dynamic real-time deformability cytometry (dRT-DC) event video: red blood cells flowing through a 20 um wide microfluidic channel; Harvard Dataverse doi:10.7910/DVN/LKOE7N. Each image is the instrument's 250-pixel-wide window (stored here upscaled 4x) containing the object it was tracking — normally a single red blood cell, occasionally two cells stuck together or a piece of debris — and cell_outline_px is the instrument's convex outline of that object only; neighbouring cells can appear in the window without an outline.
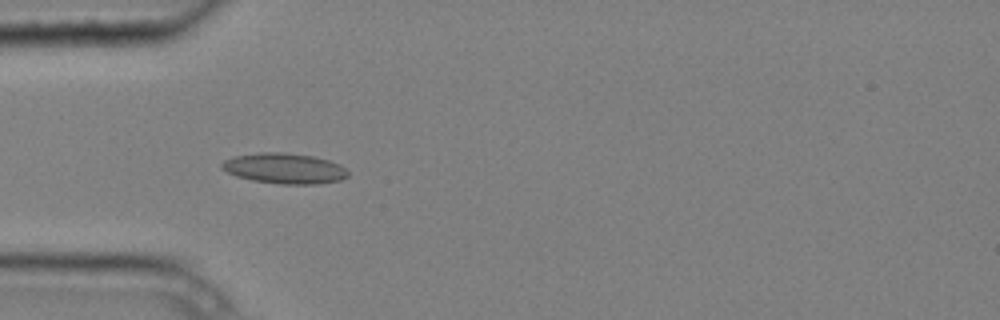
{"species": "common noctule bat (a hibernating species)", "species_latin": "Nyctalus noctula", "temperature_condition": "cold", "stored_images_in_passage": 9, "camera_frame_rate_fps": 3000, "um_per_image_px": 0.085, "animal": {"sex": "male", "body_mass_g": 20.4}, "frame": {"image": 1, "passage_image": 4, "time_ms": 1.0, "image_size_px": [1000, 320], "cell_outline_px": [[348, 176], [340, 180], [320, 184], [280, 184], [252, 180], [236, 176], [220, 168], [220, 164], [224, 160], [232, 156], [260, 152], [284, 152], [312, 156], [328, 160], [340, 164], [348, 172]], "centroid_in_image_um": [24.15, 14.31], "position_along_channel_um": 60.8, "area_um2": 22.54}}
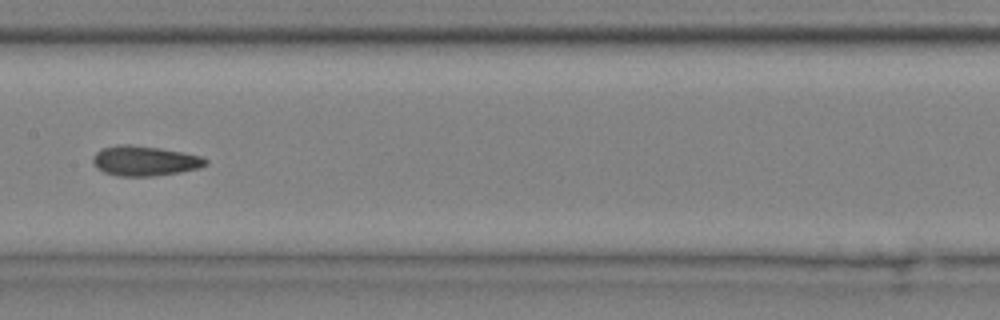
{"frame": {"image": 2, "passage_image": 7, "time_ms": 2.0, "image_size_px": [1000, 320], "cell_outline_px": [[208, 164], [200, 168], [180, 172], [152, 176], [116, 176], [104, 172], [96, 168], [92, 160], [92, 156], [100, 148], [116, 144], [128, 144], [160, 148], [184, 152], [204, 156], [208, 160]], "centroid_in_image_um": [12.3, 13.66], "position_along_channel_um": 195.1, "area_um2": 20.06}}
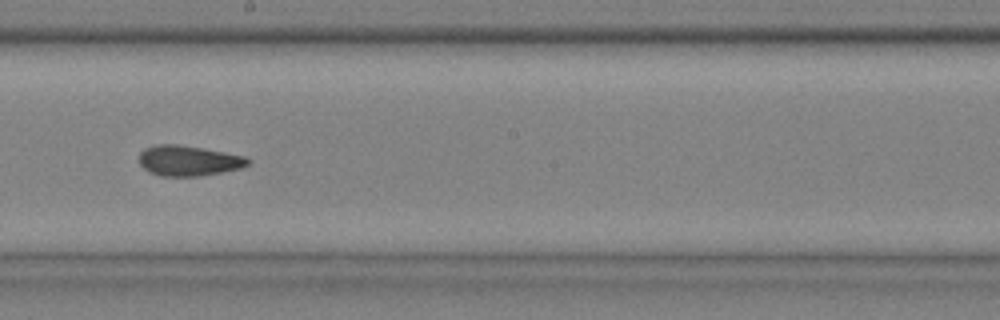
{"frame": {"image": 3, "passage_image": 8, "time_ms": 2.333, "image_size_px": [1000, 320], "cell_outline_px": [[252, 160], [248, 164], [240, 168], [200, 176], [160, 176], [148, 172], [140, 164], [140, 152], [144, 148], [156, 144], [180, 144], [204, 148], [244, 156]], "centroid_in_image_um": [16.0, 13.65], "position_along_channel_um": 232.2, "area_um2": 19.31}}